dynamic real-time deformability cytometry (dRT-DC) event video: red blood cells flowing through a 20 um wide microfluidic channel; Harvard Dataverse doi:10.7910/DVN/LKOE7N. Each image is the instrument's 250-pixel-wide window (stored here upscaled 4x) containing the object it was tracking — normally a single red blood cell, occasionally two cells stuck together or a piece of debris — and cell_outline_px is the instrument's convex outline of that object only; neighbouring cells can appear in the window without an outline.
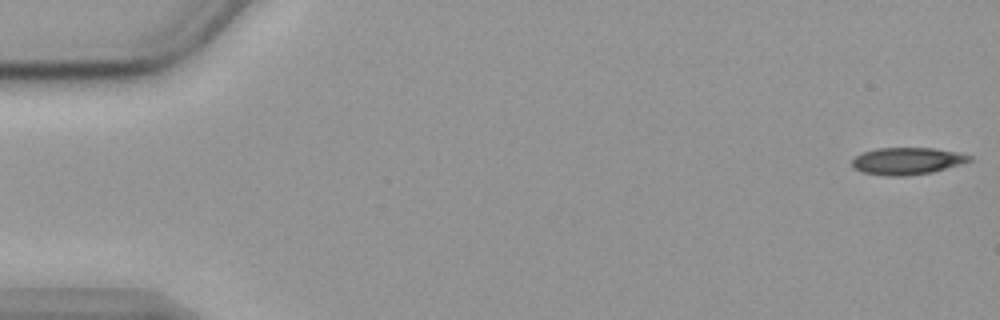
{"species": "common noctule bat (a hibernating species)", "species_latin": "Nyctalus noctula", "temperature_condition": "cold", "stored_images_in_passage": 56, "camera_frame_rate_fps": 3000, "um_per_image_px": 0.085, "animal": {"sex": "female", "body_mass_g": 19.9}, "frame": {"image": 1, "passage_image": 1, "time_ms": 0.0, "image_size_px": [1000, 320], "cell_outline_px": [[972, 160], [960, 164], [932, 172], [908, 176], [884, 176], [864, 172], [852, 168], [852, 160], [856, 156], [864, 152], [876, 148], [936, 148], [956, 152], [972, 156]], "centroid_in_image_um": [77.09, 13.69], "position_along_channel_um": 7.9, "area_um2": 18.5}}
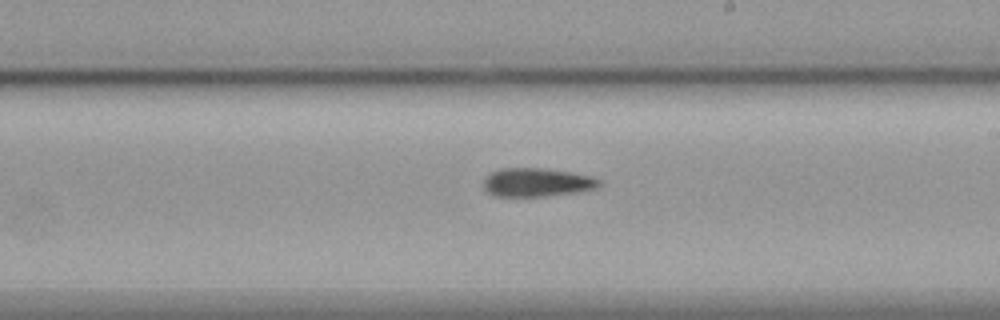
{"frame": {"image": 2, "passage_image": 32, "time_ms": 10.333, "image_size_px": [1000, 320], "cell_outline_px": [[600, 184], [596, 188], [576, 192], [544, 196], [492, 196], [484, 188], [484, 180], [492, 172], [500, 168], [544, 168], [572, 172], [592, 176], [600, 180]], "centroid_in_image_um": [45.64, 15.49], "position_along_channel_um": 243.4, "area_um2": 19.19}}
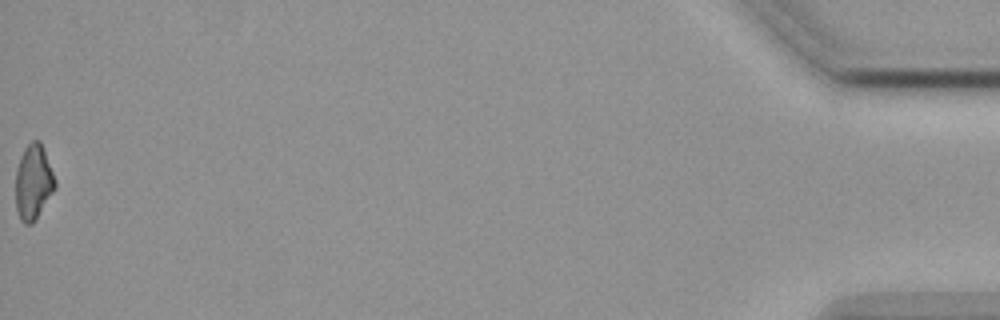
{"frame": {"image": 3, "passage_image": 56, "time_ms": 18.333, "image_size_px": [1000, 320], "cell_outline_px": [[56, 188], [36, 220], [32, 224], [24, 224], [20, 220], [16, 212], [16, 168], [24, 148], [32, 140], [40, 140], [56, 180]], "centroid_in_image_um": [2.84, 15.51], "position_along_channel_um": 432.4, "area_um2": 17.46}}